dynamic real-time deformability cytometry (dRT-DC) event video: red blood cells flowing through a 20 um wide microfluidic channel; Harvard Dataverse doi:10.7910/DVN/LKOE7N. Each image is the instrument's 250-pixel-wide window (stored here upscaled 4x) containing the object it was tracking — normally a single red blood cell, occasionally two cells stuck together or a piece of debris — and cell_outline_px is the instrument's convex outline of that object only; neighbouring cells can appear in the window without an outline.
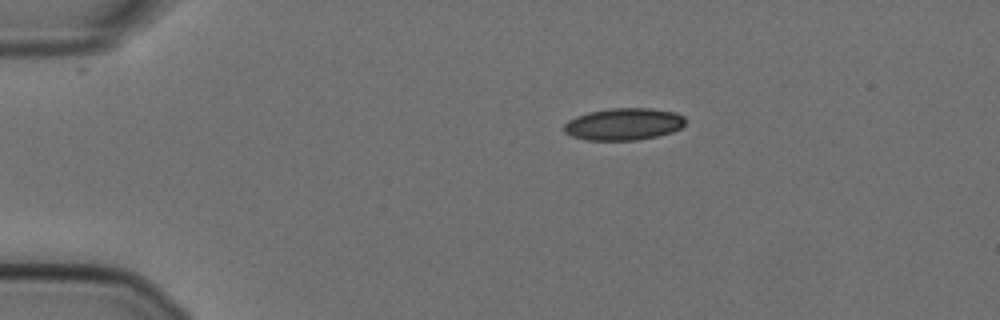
{"species": "Egyptian fruit bat (a non-hibernating species)", "species_latin": "Rousettus aegyptiacus", "temperature_condition": "cold", "stored_images_in_passage": 46, "camera_frame_rate_fps": 3000, "um_per_image_px": 0.085, "animal": {"sex": "female"}, "frame": {"image": 1, "passage_image": 1, "time_ms": 0.0, "image_size_px": [1000, 320], "cell_outline_px": [[684, 124], [680, 128], [672, 132], [656, 136], [636, 140], [584, 140], [572, 136], [564, 132], [564, 124], [568, 120], [576, 116], [588, 112], [612, 108], [652, 108], [676, 112], [684, 116]], "centroid_in_image_um": [53.0, 10.54], "position_along_channel_um": 32.0, "area_um2": 22.72}}
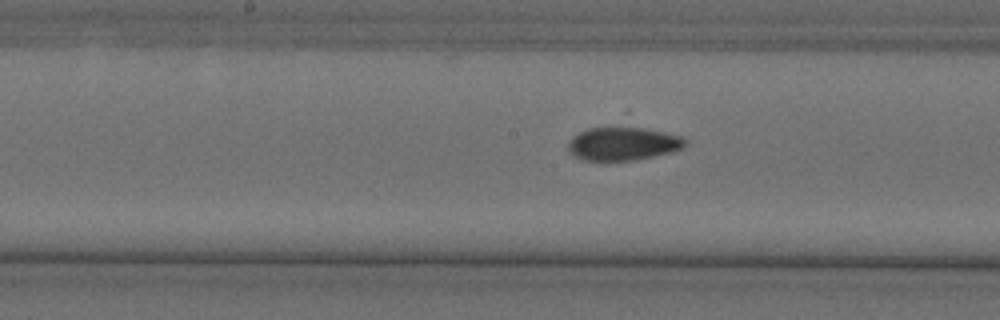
{"frame": {"image": 2, "passage_image": 19, "time_ms": 6.0, "image_size_px": [1000, 320], "cell_outline_px": [[688, 144], [684, 148], [672, 152], [632, 160], [584, 160], [568, 152], [568, 144], [572, 136], [588, 128], [644, 128], [664, 132], [680, 136], [688, 140]], "centroid_in_image_um": [52.98, 12.22], "position_along_channel_um": 195.2, "area_um2": 22.48}}
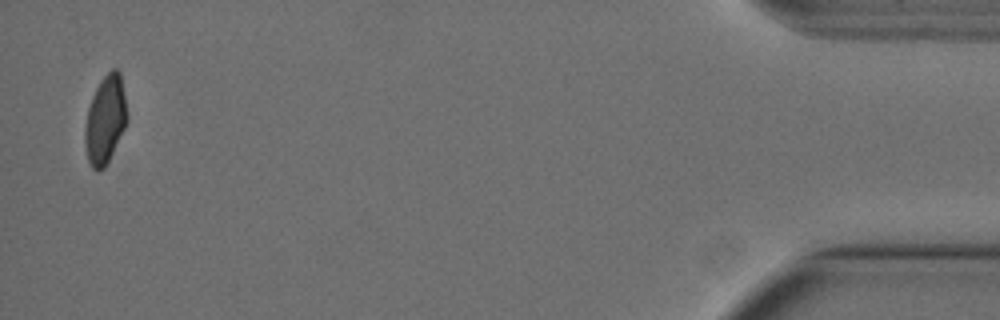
{"frame": {"image": 3, "passage_image": 45, "time_ms": 14.667, "image_size_px": [1000, 320], "cell_outline_px": [[128, 120], [104, 168], [96, 172], [92, 168], [88, 160], [84, 144], [84, 128], [88, 108], [92, 96], [100, 80], [112, 68], [116, 68], [120, 72], [128, 116]], "centroid_in_image_um": [8.93, 10.16], "position_along_channel_um": 426.3, "area_um2": 21.56}}